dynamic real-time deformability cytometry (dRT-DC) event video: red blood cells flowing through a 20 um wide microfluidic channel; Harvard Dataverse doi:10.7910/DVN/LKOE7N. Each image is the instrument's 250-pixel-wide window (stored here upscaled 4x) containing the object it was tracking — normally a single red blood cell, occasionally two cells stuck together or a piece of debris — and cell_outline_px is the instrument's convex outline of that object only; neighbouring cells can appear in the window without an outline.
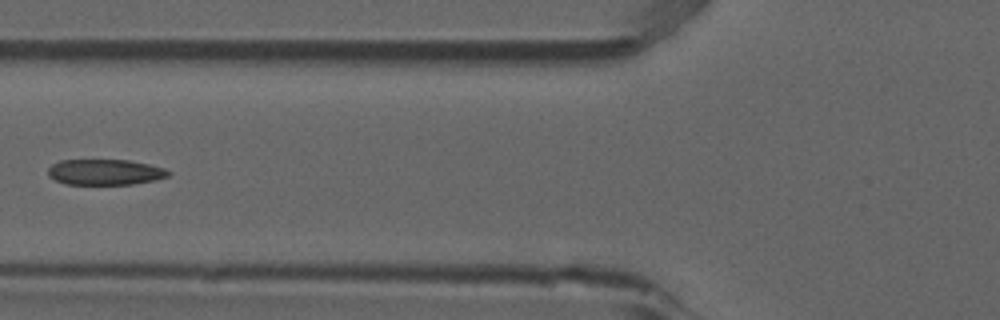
{"species": "common noctule bat (a hibernating species)", "species_latin": "Nyctalus noctula", "temperature_condition": "room temperature", "stored_images_in_passage": 5, "camera_frame_rate_fps": 3000, "um_per_image_px": 0.085, "animal": {"sex": "male", "forearm_length_mm": 52.5}, "frame": {"image": 1, "passage_image": 5, "time_ms": 1.333, "image_size_px": [1000, 320], "cell_outline_px": [[172, 172], [168, 176], [156, 180], [132, 184], [64, 184], [48, 176], [48, 168], [52, 164], [60, 160], [128, 160], [148, 164], [164, 168]], "centroid_in_image_um": [8.93, 14.63], "position_along_channel_um": 116.9, "area_um2": 18.03}}